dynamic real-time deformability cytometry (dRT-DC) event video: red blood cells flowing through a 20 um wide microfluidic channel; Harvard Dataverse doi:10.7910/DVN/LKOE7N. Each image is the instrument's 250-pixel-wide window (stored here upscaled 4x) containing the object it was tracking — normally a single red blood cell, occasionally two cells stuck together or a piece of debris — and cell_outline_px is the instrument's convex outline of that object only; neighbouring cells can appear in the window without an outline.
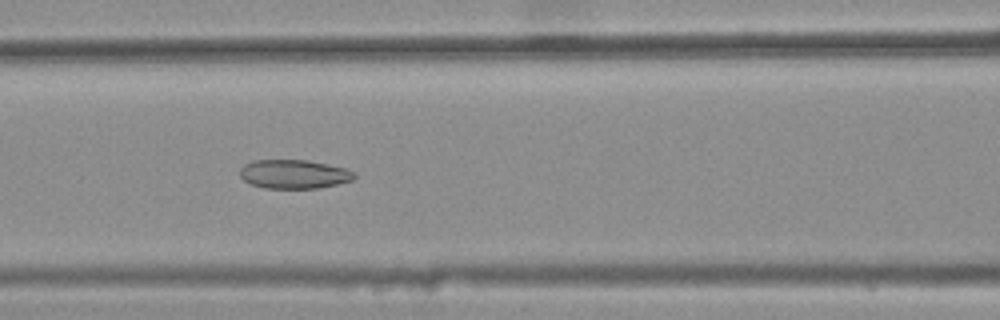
{"species": "common noctule bat (a hibernating species)", "species_latin": "Nyctalus noctula", "temperature_condition": "warm", "stored_images_in_passage": 44, "camera_frame_rate_fps": 3000, "um_per_image_px": 0.085, "animal": {"sex": "female", "body_mass_g": 25.1}, "frame": {"image": 1, "passage_image": 22, "time_ms": 7.0, "image_size_px": [1000, 320], "cell_outline_px": [[356, 176], [352, 180], [336, 184], [316, 188], [264, 188], [252, 184], [244, 180], [240, 176], [240, 168], [244, 164], [252, 160], [308, 160], [348, 168], [356, 172]], "centroid_in_image_um": [25.0, 14.79], "position_along_channel_um": 141.6, "area_um2": 19.36}}
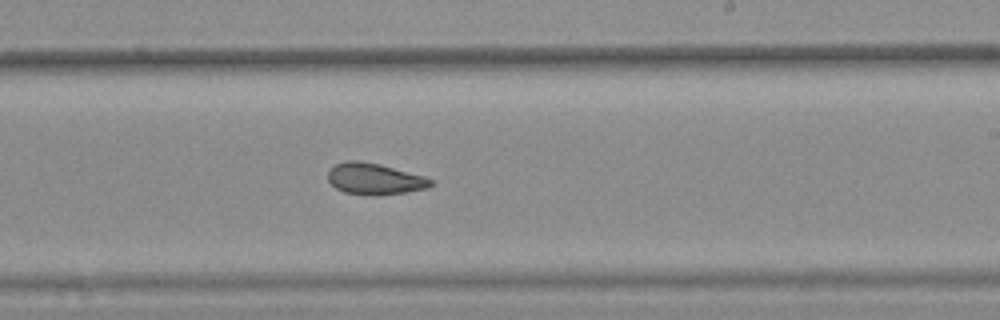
{"frame": {"image": 2, "passage_image": 31, "time_ms": 10.0, "image_size_px": [1000, 320], "cell_outline_px": [[432, 184], [428, 188], [404, 192], [344, 192], [336, 188], [328, 180], [328, 172], [336, 164], [344, 160], [356, 160], [380, 164], [424, 176], [432, 180]], "centroid_in_image_um": [31.83, 15.14], "position_along_channel_um": 257.2, "area_um2": 17.8}}
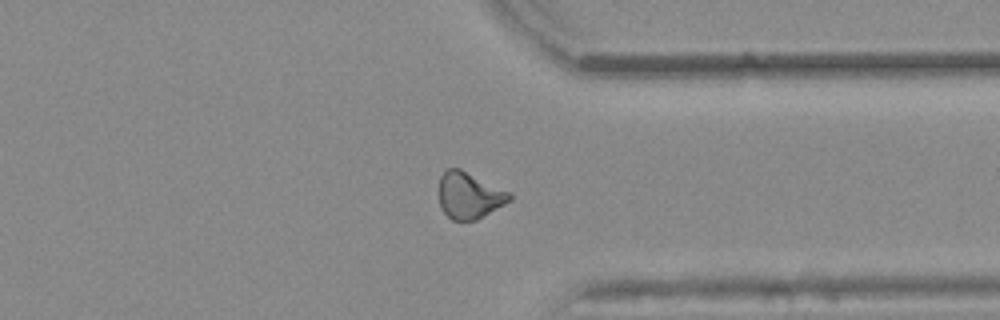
{"frame": {"image": 3, "passage_image": 40, "time_ms": 13.0, "image_size_px": [1000, 320], "cell_outline_px": [[512, 200], [476, 220], [452, 220], [440, 208], [440, 176], [448, 168], [460, 168], [512, 192]], "centroid_in_image_um": [39.92, 16.6], "position_along_channel_um": 371.5, "area_um2": 19.19}, "authors_computed_cell_mechanics": {"area_um2": 19.5075, "velocity_mm_per_s": 3.8762, "shape_relaxation_time_tau1_ms": null, "shape_relaxation_time_tau2_ms": 2.1067, "deformation_change_tau1": null, "deformation_change_tau2": 0.0928}}